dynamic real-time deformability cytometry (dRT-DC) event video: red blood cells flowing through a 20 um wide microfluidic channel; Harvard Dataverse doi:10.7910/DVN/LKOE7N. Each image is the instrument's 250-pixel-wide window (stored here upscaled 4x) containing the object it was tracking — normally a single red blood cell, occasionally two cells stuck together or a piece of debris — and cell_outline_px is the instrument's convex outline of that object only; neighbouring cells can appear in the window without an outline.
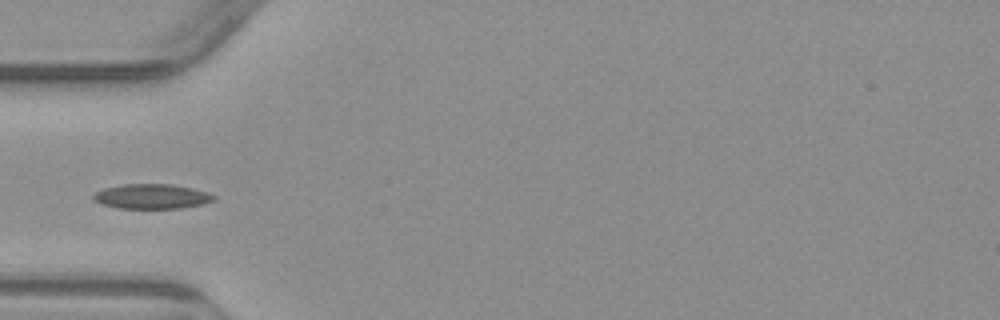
{"species": "common noctule bat (a hibernating species)", "species_latin": "Nyctalus noctula", "temperature_condition": "warm", "stored_images_in_passage": 2, "camera_frame_rate_fps": 3000, "um_per_image_px": 0.085, "animal": {"sex": "male", "body_mass_g": 23.1, "forearm_length_mm": 52.7}, "frame": {"image": 1, "passage_image": 2, "time_ms": 1.667, "image_size_px": [1000, 320], "cell_outline_px": [[216, 200], [204, 204], [180, 208], [120, 208], [100, 204], [92, 200], [92, 196], [96, 192], [104, 188], [124, 184], [172, 184], [192, 188], [208, 192], [216, 196]], "centroid_in_image_um": [12.91, 16.69], "position_along_channel_um": 72.1, "area_um2": 17.51}}